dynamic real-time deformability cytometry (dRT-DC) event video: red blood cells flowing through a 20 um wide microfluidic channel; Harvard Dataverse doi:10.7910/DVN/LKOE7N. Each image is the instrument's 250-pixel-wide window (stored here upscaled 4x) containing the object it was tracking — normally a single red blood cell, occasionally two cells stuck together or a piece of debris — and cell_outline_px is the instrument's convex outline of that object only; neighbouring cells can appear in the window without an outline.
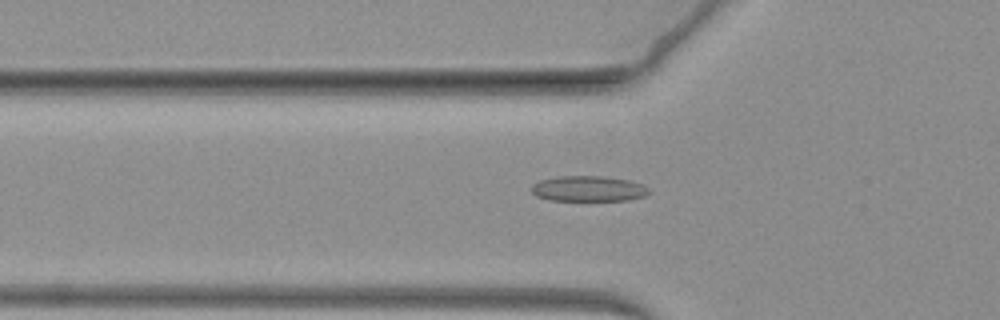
{"species": "common noctule bat (a hibernating species)", "species_latin": "Nyctalus noctula", "temperature_condition": "warm", "stored_images_in_passage": 43, "camera_frame_rate_fps": 3000, "um_per_image_px": 0.085, "animal": {"sex": "female", "body_mass_g": 19.3, "forearm_length_mm": 54.1}, "frame": {"image": 1, "passage_image": 7, "time_ms": 2.0, "image_size_px": [1000, 320], "cell_outline_px": [[652, 192], [644, 196], [628, 200], [548, 200], [536, 196], [532, 192], [532, 184], [540, 180], [556, 176], [604, 176], [628, 180], [644, 184]], "centroid_in_image_um": [50.03, 16.03], "position_along_channel_um": 75.8, "area_um2": 17.57}}
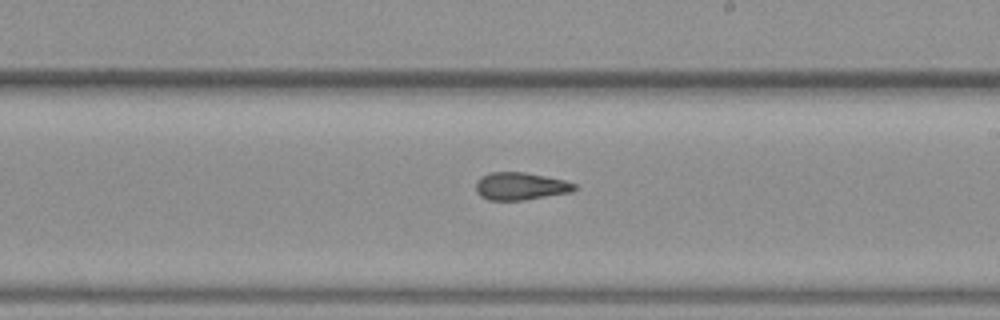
{"frame": {"image": 2, "passage_image": 23, "time_ms": 7.333, "image_size_px": [1000, 320], "cell_outline_px": [[576, 188], [572, 192], [524, 200], [488, 200], [480, 196], [476, 192], [476, 180], [480, 176], [492, 172], [524, 172], [564, 180], [576, 184]], "centroid_in_image_um": [44.21, 15.83], "position_along_channel_um": 244.8, "area_um2": 15.9}}
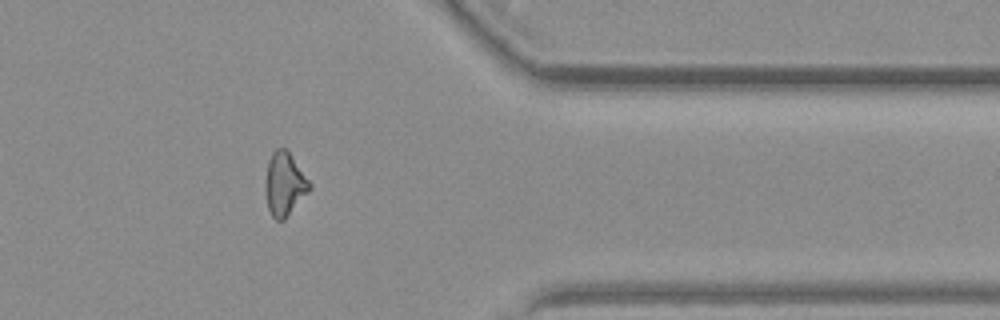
{"frame": {"image": 3, "passage_image": 38, "time_ms": 12.333, "image_size_px": [1000, 320], "cell_outline_px": [[312, 188], [284, 220], [276, 220], [272, 216], [268, 208], [264, 192], [264, 184], [268, 160], [272, 152], [276, 148], [284, 148], [292, 156], [312, 184]], "centroid_in_image_um": [24.17, 15.65], "position_along_channel_um": 387.2, "area_um2": 16.47}}